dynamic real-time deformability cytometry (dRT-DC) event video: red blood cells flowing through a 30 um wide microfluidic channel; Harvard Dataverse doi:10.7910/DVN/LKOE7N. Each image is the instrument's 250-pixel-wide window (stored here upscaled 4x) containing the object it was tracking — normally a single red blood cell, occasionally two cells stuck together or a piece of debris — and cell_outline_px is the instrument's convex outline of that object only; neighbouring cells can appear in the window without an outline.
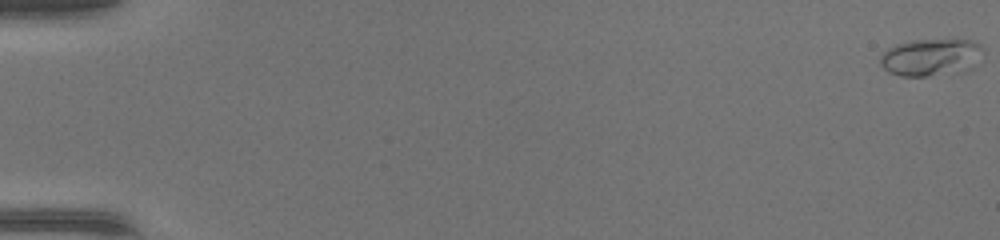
{"species": "common noctule bat (a hibernating species)", "species_latin": "Nyctalus noctula", "temperature_condition": "warm", "stored_images_in_passage": 49, "camera_frame_rate_fps": 3000, "um_per_image_px": 0.085, "animal": {"sex": "female", "body_mass_g": 17.0, "forearm_length_mm": 48.0}, "frame": {"image": 1, "passage_image": 1, "time_ms": 0.0, "image_size_px": [1000, 240], "cell_outline_px": [[984, 52], [972, 68], [960, 72], [928, 76], [900, 76], [888, 72], [880, 64], [880, 56], [888, 48], [896, 44], [912, 40], [972, 40], [980, 44], [984, 48]], "centroid_in_image_um": [79.14, 4.87], "position_along_channel_um": 5.9, "area_um2": 22.48}}
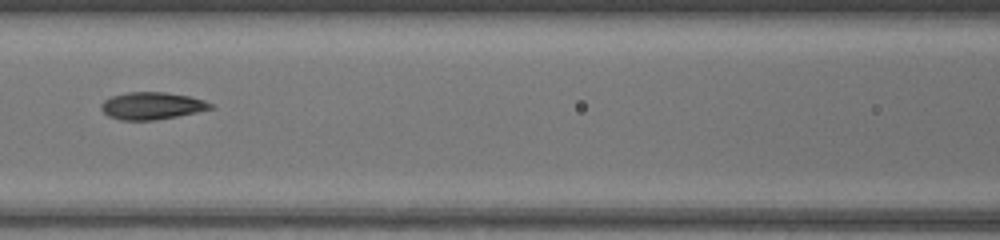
{"frame": {"image": 2, "passage_image": 24, "time_ms": 7.667, "image_size_px": [1000, 240], "cell_outline_px": [[216, 108], [156, 120], [120, 120], [108, 116], [100, 108], [100, 104], [104, 100], [112, 96], [128, 92], [164, 92], [188, 96], [204, 100], [212, 104]], "centroid_in_image_um": [12.9, 8.99], "position_along_channel_um": 153.7, "area_um2": 17.34}}
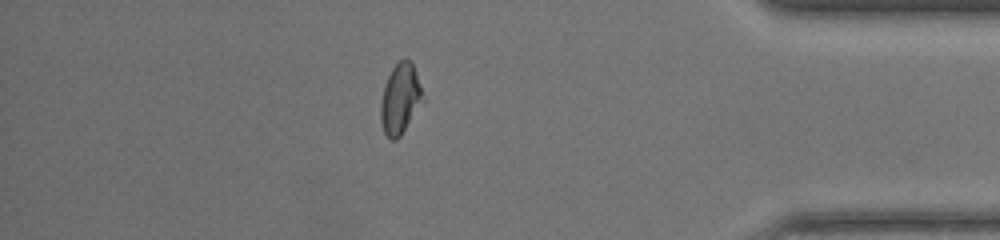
{"frame": {"image": 3, "passage_image": 43, "time_ms": 14.0, "image_size_px": [1000, 240], "cell_outline_px": [[424, 100], [400, 136], [396, 140], [392, 140], [384, 132], [380, 120], [380, 104], [384, 88], [388, 76], [392, 68], [400, 60], [412, 60], [420, 84]], "centroid_in_image_um": [34.02, 8.4], "position_along_channel_um": 401.2, "area_um2": 17.05}, "authors_computed_cell_mechanics": {"area_um2": 17.051, "velocity_mm_per_s": 4.4208, "shape_relaxation_time_tau1_ms": null, "shape_relaxation_time_tau2_ms": 1.2846, "deformation_change_tau1": null, "deformation_change_tau2": 0.0742}}